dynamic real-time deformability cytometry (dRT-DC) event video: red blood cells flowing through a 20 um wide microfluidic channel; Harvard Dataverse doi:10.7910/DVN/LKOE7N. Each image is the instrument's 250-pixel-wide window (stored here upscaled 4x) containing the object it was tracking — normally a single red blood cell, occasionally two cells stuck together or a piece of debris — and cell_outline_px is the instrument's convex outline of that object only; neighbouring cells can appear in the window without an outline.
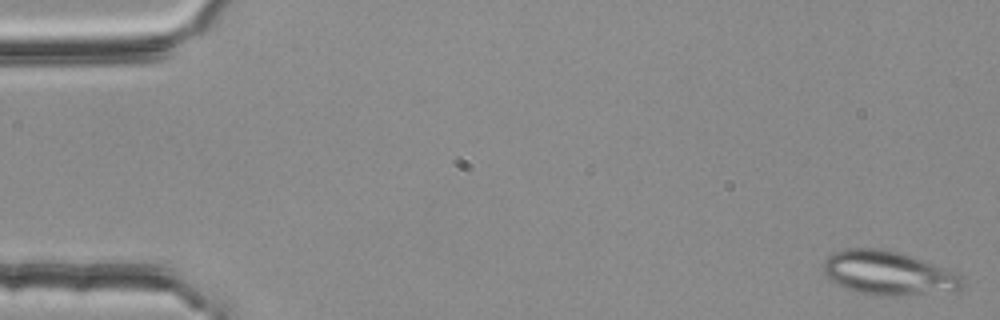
{"species": "common noctule bat (a hibernating species)", "species_latin": "Nyctalus noctula", "temperature_condition": "room temperature", "stored_images_in_passage": 51, "camera_frame_rate_fps": 3000, "um_per_image_px": 0.085, "animal": {"sex": "female", "body_mass_g": 25.1}, "frame": {"image": 1, "passage_image": 1, "time_ms": 0.0, "image_size_px": [1000, 320], "cell_outline_px": [[964, 280], [960, 288], [896, 296], [880, 296], [856, 292], [832, 280], [824, 272], [824, 260], [832, 252], [844, 248], [880, 248], [896, 252], [944, 268], [960, 276]], "centroid_in_image_um": [75.4, 23.19], "position_along_channel_um": 9.6, "area_um2": 34.45}}
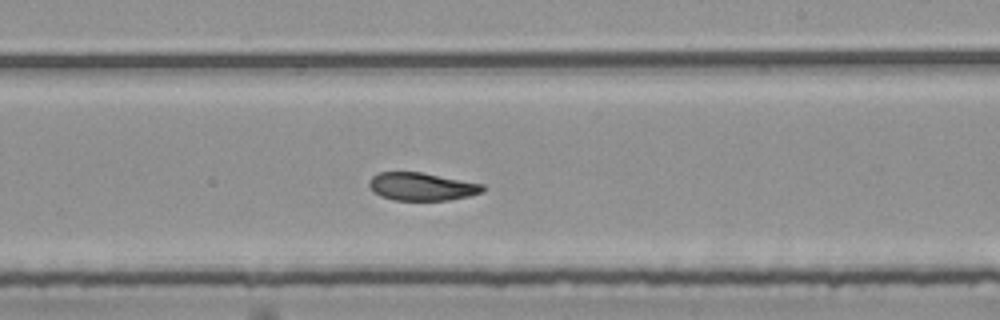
{"frame": {"image": 2, "passage_image": 32, "time_ms": 10.333, "image_size_px": [1000, 320], "cell_outline_px": [[484, 192], [468, 196], [448, 200], [392, 200], [380, 196], [372, 192], [368, 184], [368, 180], [372, 176], [380, 172], [420, 172], [484, 184]], "centroid_in_image_um": [35.81, 15.86], "position_along_channel_um": 253.2, "area_um2": 18.55}}
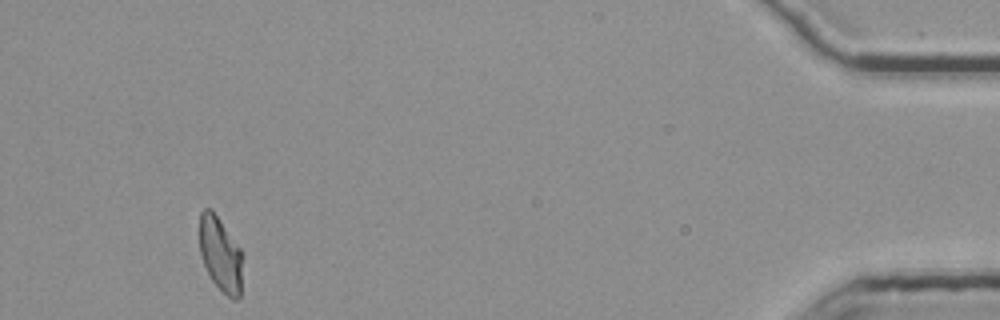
{"frame": {"image": 3, "passage_image": 51, "time_ms": 16.667, "image_size_px": [1000, 320], "cell_outline_px": [[244, 256], [240, 296], [236, 300], [232, 300], [212, 280], [204, 264], [200, 252], [200, 212], [204, 208], [212, 208], [240, 248]], "centroid_in_image_um": [18.77, 21.6], "position_along_channel_um": 416.4, "area_um2": 18.84}, "authors_computed_cell_mechanics": {"area_um2": 20.1144, "velocity_mm_per_s": 3.7515, "shape_relaxation_time_tau1_ms": null, "shape_relaxation_time_tau2_ms": 5.0809, "deformation_change_tau1": null, "deformation_change_tau2": 0.0662}}